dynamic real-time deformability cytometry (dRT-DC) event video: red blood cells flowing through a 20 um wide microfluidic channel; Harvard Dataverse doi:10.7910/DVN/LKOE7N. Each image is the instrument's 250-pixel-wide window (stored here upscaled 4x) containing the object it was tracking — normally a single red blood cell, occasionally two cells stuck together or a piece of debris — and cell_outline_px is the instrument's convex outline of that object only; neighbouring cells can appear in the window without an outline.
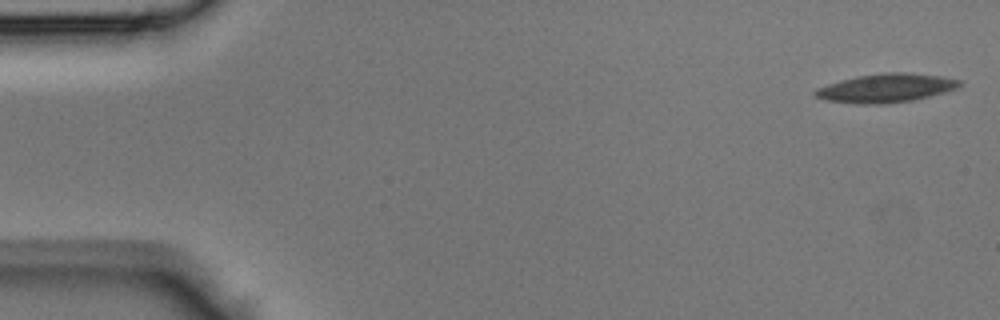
{"species": "Egyptian fruit bat (a non-hibernating species)", "species_latin": "Rousettus aegyptiacus", "temperature_condition": "room temperature", "stored_images_in_passage": 11, "camera_frame_rate_fps": 3000, "um_per_image_px": 0.085, "animal": {"sex": "male"}, "frame": {"image": 1, "passage_image": 1, "time_ms": 0.0, "image_size_px": [1000, 320], "cell_outline_px": [[964, 84], [956, 88], [944, 92], [912, 100], [888, 104], [856, 104], [824, 100], [812, 96], [812, 92], [816, 88], [840, 80], [856, 76], [884, 72], [908, 72], [940, 76], [960, 80]], "centroid_in_image_um": [75.25, 7.49], "position_along_channel_um": 9.7, "area_um2": 24.39}}
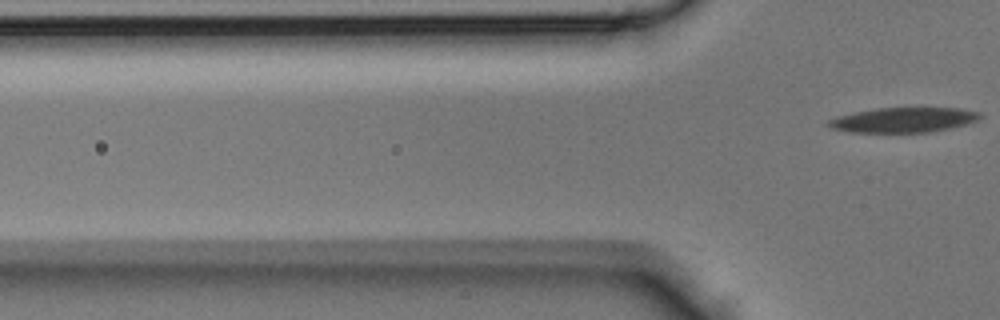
{"frame": {"image": 2, "passage_image": 11, "time_ms": 3.333, "image_size_px": [1000, 320], "cell_outline_px": [[984, 116], [968, 124], [952, 128], [928, 132], [852, 132], [832, 128], [824, 124], [828, 120], [836, 116], [856, 112], [880, 108], [960, 108], [980, 112]], "centroid_in_image_um": [76.82, 10.19], "position_along_channel_um": 49.0, "area_um2": 22.02}}